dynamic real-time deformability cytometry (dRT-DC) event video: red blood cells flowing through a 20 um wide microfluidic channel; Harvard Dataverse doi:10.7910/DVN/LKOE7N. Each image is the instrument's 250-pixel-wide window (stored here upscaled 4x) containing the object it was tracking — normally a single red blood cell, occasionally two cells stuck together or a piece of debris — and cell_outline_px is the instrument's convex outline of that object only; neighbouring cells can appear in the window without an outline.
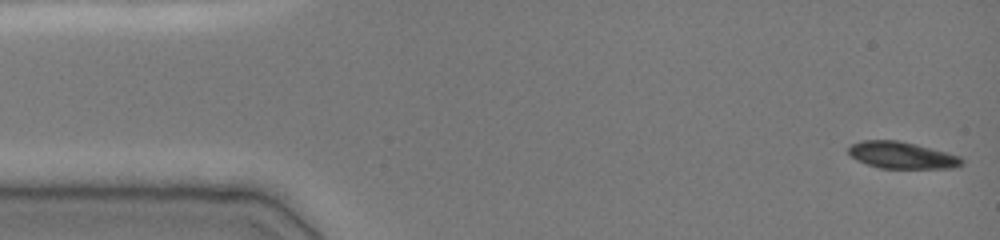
{"species": "common noctule bat (a hibernating species)", "species_latin": "Nyctalus noctula", "temperature_condition": "cold", "stored_images_in_passage": 12, "camera_frame_rate_fps": 3000, "um_per_image_px": 0.085, "animal": {"sex": "female", "body_mass_g": 19.0, "forearm_length_mm": 51.5}, "frame": {"image": 1, "passage_image": 1, "time_ms": 0.0, "image_size_px": [1000, 240], "cell_outline_px": [[964, 164], [956, 168], [880, 168], [856, 160], [848, 152], [848, 148], [852, 144], [864, 140], [896, 140], [916, 144], [948, 152], [960, 156], [964, 160]], "centroid_in_image_um": [76.71, 13.2], "position_along_channel_um": 8.3, "area_um2": 17.74}}
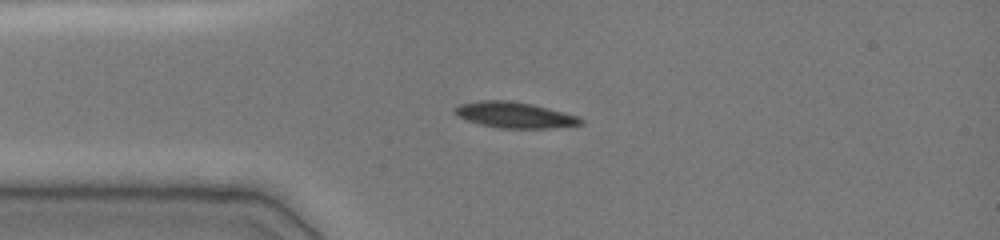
{"frame": {"image": 2, "passage_image": 10, "time_ms": 3.333, "image_size_px": [1000, 240], "cell_outline_px": [[584, 124], [548, 128], [500, 128], [480, 124], [456, 116], [452, 112], [452, 108], [460, 104], [480, 100], [508, 100], [532, 104], [580, 116], [584, 120]], "centroid_in_image_um": [43.73, 9.77], "position_along_channel_um": 41.3, "area_um2": 19.13}}